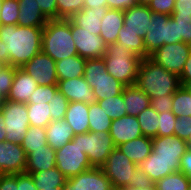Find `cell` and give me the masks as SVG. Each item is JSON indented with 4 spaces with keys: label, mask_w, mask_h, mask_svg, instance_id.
Here are the masks:
<instances>
[{
    "label": "cell",
    "mask_w": 191,
    "mask_h": 190,
    "mask_svg": "<svg viewBox=\"0 0 191 190\" xmlns=\"http://www.w3.org/2000/svg\"><path fill=\"white\" fill-rule=\"evenodd\" d=\"M117 43H120L123 48H127L142 59L146 58L144 39L137 33L126 32L122 27L118 34Z\"/></svg>",
    "instance_id": "e575fe53"
},
{
    "label": "cell",
    "mask_w": 191,
    "mask_h": 190,
    "mask_svg": "<svg viewBox=\"0 0 191 190\" xmlns=\"http://www.w3.org/2000/svg\"><path fill=\"white\" fill-rule=\"evenodd\" d=\"M29 124L45 128L51 122L48 103L27 104Z\"/></svg>",
    "instance_id": "8d00e7d4"
},
{
    "label": "cell",
    "mask_w": 191,
    "mask_h": 190,
    "mask_svg": "<svg viewBox=\"0 0 191 190\" xmlns=\"http://www.w3.org/2000/svg\"><path fill=\"white\" fill-rule=\"evenodd\" d=\"M57 86L69 102H83L86 104L97 102L93 89L84 77L58 80Z\"/></svg>",
    "instance_id": "ac0fdd59"
},
{
    "label": "cell",
    "mask_w": 191,
    "mask_h": 190,
    "mask_svg": "<svg viewBox=\"0 0 191 190\" xmlns=\"http://www.w3.org/2000/svg\"><path fill=\"white\" fill-rule=\"evenodd\" d=\"M89 132H109L112 119L106 114L98 102L89 104L88 111Z\"/></svg>",
    "instance_id": "4dcf8cb0"
},
{
    "label": "cell",
    "mask_w": 191,
    "mask_h": 190,
    "mask_svg": "<svg viewBox=\"0 0 191 190\" xmlns=\"http://www.w3.org/2000/svg\"><path fill=\"white\" fill-rule=\"evenodd\" d=\"M189 89H190V91H191V83L187 86Z\"/></svg>",
    "instance_id": "003e7915"
},
{
    "label": "cell",
    "mask_w": 191,
    "mask_h": 190,
    "mask_svg": "<svg viewBox=\"0 0 191 190\" xmlns=\"http://www.w3.org/2000/svg\"><path fill=\"white\" fill-rule=\"evenodd\" d=\"M37 82L21 68H16L11 90L6 100L19 103H28L37 88Z\"/></svg>",
    "instance_id": "ffe728a7"
},
{
    "label": "cell",
    "mask_w": 191,
    "mask_h": 190,
    "mask_svg": "<svg viewBox=\"0 0 191 190\" xmlns=\"http://www.w3.org/2000/svg\"><path fill=\"white\" fill-rule=\"evenodd\" d=\"M69 101L58 90L49 101L51 121L64 120Z\"/></svg>",
    "instance_id": "60d3db41"
},
{
    "label": "cell",
    "mask_w": 191,
    "mask_h": 190,
    "mask_svg": "<svg viewBox=\"0 0 191 190\" xmlns=\"http://www.w3.org/2000/svg\"><path fill=\"white\" fill-rule=\"evenodd\" d=\"M97 102L112 120L127 115L126 107L124 106L123 91L120 95L105 98Z\"/></svg>",
    "instance_id": "f35d334b"
},
{
    "label": "cell",
    "mask_w": 191,
    "mask_h": 190,
    "mask_svg": "<svg viewBox=\"0 0 191 190\" xmlns=\"http://www.w3.org/2000/svg\"><path fill=\"white\" fill-rule=\"evenodd\" d=\"M178 116H191V91L188 87L180 86L173 94L171 110Z\"/></svg>",
    "instance_id": "d590c367"
},
{
    "label": "cell",
    "mask_w": 191,
    "mask_h": 190,
    "mask_svg": "<svg viewBox=\"0 0 191 190\" xmlns=\"http://www.w3.org/2000/svg\"><path fill=\"white\" fill-rule=\"evenodd\" d=\"M18 26L44 27L49 19L42 13L36 0H19Z\"/></svg>",
    "instance_id": "cb8c5ba5"
},
{
    "label": "cell",
    "mask_w": 191,
    "mask_h": 190,
    "mask_svg": "<svg viewBox=\"0 0 191 190\" xmlns=\"http://www.w3.org/2000/svg\"><path fill=\"white\" fill-rule=\"evenodd\" d=\"M62 190H115L110 179L101 168H91L76 176L70 177Z\"/></svg>",
    "instance_id": "9a60e30c"
},
{
    "label": "cell",
    "mask_w": 191,
    "mask_h": 190,
    "mask_svg": "<svg viewBox=\"0 0 191 190\" xmlns=\"http://www.w3.org/2000/svg\"><path fill=\"white\" fill-rule=\"evenodd\" d=\"M85 0H56L58 19H70L83 10Z\"/></svg>",
    "instance_id": "b9f144b4"
},
{
    "label": "cell",
    "mask_w": 191,
    "mask_h": 190,
    "mask_svg": "<svg viewBox=\"0 0 191 190\" xmlns=\"http://www.w3.org/2000/svg\"><path fill=\"white\" fill-rule=\"evenodd\" d=\"M47 144L45 128L40 126H31L27 129L22 139L21 146L24 148L26 156L33 150L44 149Z\"/></svg>",
    "instance_id": "1f68e13d"
},
{
    "label": "cell",
    "mask_w": 191,
    "mask_h": 190,
    "mask_svg": "<svg viewBox=\"0 0 191 190\" xmlns=\"http://www.w3.org/2000/svg\"><path fill=\"white\" fill-rule=\"evenodd\" d=\"M190 53L191 45L181 41L164 44L150 54L149 59L167 71L180 76Z\"/></svg>",
    "instance_id": "7c38bea8"
},
{
    "label": "cell",
    "mask_w": 191,
    "mask_h": 190,
    "mask_svg": "<svg viewBox=\"0 0 191 190\" xmlns=\"http://www.w3.org/2000/svg\"><path fill=\"white\" fill-rule=\"evenodd\" d=\"M115 190H157V189H156L155 184H153L151 187L144 188V189L132 188V187H121V188H118V189H115Z\"/></svg>",
    "instance_id": "6125c7cd"
},
{
    "label": "cell",
    "mask_w": 191,
    "mask_h": 190,
    "mask_svg": "<svg viewBox=\"0 0 191 190\" xmlns=\"http://www.w3.org/2000/svg\"><path fill=\"white\" fill-rule=\"evenodd\" d=\"M44 190H62V188L44 189Z\"/></svg>",
    "instance_id": "03108f58"
},
{
    "label": "cell",
    "mask_w": 191,
    "mask_h": 190,
    "mask_svg": "<svg viewBox=\"0 0 191 190\" xmlns=\"http://www.w3.org/2000/svg\"><path fill=\"white\" fill-rule=\"evenodd\" d=\"M0 190H19L16 174H0Z\"/></svg>",
    "instance_id": "db71d44e"
},
{
    "label": "cell",
    "mask_w": 191,
    "mask_h": 190,
    "mask_svg": "<svg viewBox=\"0 0 191 190\" xmlns=\"http://www.w3.org/2000/svg\"><path fill=\"white\" fill-rule=\"evenodd\" d=\"M153 184L154 183L151 181V179L138 166L135 169L134 175L132 176V180L127 187L144 189L151 187Z\"/></svg>",
    "instance_id": "681fc988"
},
{
    "label": "cell",
    "mask_w": 191,
    "mask_h": 190,
    "mask_svg": "<svg viewBox=\"0 0 191 190\" xmlns=\"http://www.w3.org/2000/svg\"><path fill=\"white\" fill-rule=\"evenodd\" d=\"M174 135L186 141L191 148V116H178L175 121Z\"/></svg>",
    "instance_id": "ee69618b"
},
{
    "label": "cell",
    "mask_w": 191,
    "mask_h": 190,
    "mask_svg": "<svg viewBox=\"0 0 191 190\" xmlns=\"http://www.w3.org/2000/svg\"><path fill=\"white\" fill-rule=\"evenodd\" d=\"M133 163L139 165L152 151V138L140 136L117 146Z\"/></svg>",
    "instance_id": "4316f807"
},
{
    "label": "cell",
    "mask_w": 191,
    "mask_h": 190,
    "mask_svg": "<svg viewBox=\"0 0 191 190\" xmlns=\"http://www.w3.org/2000/svg\"><path fill=\"white\" fill-rule=\"evenodd\" d=\"M171 17L173 20H191V0H176Z\"/></svg>",
    "instance_id": "7dc6e473"
},
{
    "label": "cell",
    "mask_w": 191,
    "mask_h": 190,
    "mask_svg": "<svg viewBox=\"0 0 191 190\" xmlns=\"http://www.w3.org/2000/svg\"><path fill=\"white\" fill-rule=\"evenodd\" d=\"M188 148L186 141L176 135L152 138V151L165 162V177L180 171L181 157Z\"/></svg>",
    "instance_id": "9c48e42d"
},
{
    "label": "cell",
    "mask_w": 191,
    "mask_h": 190,
    "mask_svg": "<svg viewBox=\"0 0 191 190\" xmlns=\"http://www.w3.org/2000/svg\"><path fill=\"white\" fill-rule=\"evenodd\" d=\"M56 167V150L48 144L44 149L33 150L27 155L25 173H37Z\"/></svg>",
    "instance_id": "7402d4cb"
},
{
    "label": "cell",
    "mask_w": 191,
    "mask_h": 190,
    "mask_svg": "<svg viewBox=\"0 0 191 190\" xmlns=\"http://www.w3.org/2000/svg\"><path fill=\"white\" fill-rule=\"evenodd\" d=\"M0 63L2 65L9 64V51L4 47L2 40H0Z\"/></svg>",
    "instance_id": "91938a15"
},
{
    "label": "cell",
    "mask_w": 191,
    "mask_h": 190,
    "mask_svg": "<svg viewBox=\"0 0 191 190\" xmlns=\"http://www.w3.org/2000/svg\"><path fill=\"white\" fill-rule=\"evenodd\" d=\"M44 27L0 25V40L9 51V64L21 68L42 51Z\"/></svg>",
    "instance_id": "6da1fadb"
},
{
    "label": "cell",
    "mask_w": 191,
    "mask_h": 190,
    "mask_svg": "<svg viewBox=\"0 0 191 190\" xmlns=\"http://www.w3.org/2000/svg\"><path fill=\"white\" fill-rule=\"evenodd\" d=\"M42 13L48 19H58L56 0H36Z\"/></svg>",
    "instance_id": "816d5d0a"
},
{
    "label": "cell",
    "mask_w": 191,
    "mask_h": 190,
    "mask_svg": "<svg viewBox=\"0 0 191 190\" xmlns=\"http://www.w3.org/2000/svg\"><path fill=\"white\" fill-rule=\"evenodd\" d=\"M26 154L21 144L0 142V174L25 173Z\"/></svg>",
    "instance_id": "2e32d148"
},
{
    "label": "cell",
    "mask_w": 191,
    "mask_h": 190,
    "mask_svg": "<svg viewBox=\"0 0 191 190\" xmlns=\"http://www.w3.org/2000/svg\"><path fill=\"white\" fill-rule=\"evenodd\" d=\"M5 100H6V98L0 92V107L4 104Z\"/></svg>",
    "instance_id": "be15d7a7"
},
{
    "label": "cell",
    "mask_w": 191,
    "mask_h": 190,
    "mask_svg": "<svg viewBox=\"0 0 191 190\" xmlns=\"http://www.w3.org/2000/svg\"><path fill=\"white\" fill-rule=\"evenodd\" d=\"M177 116L172 111L159 114L157 136L174 135V126Z\"/></svg>",
    "instance_id": "bcb514c9"
},
{
    "label": "cell",
    "mask_w": 191,
    "mask_h": 190,
    "mask_svg": "<svg viewBox=\"0 0 191 190\" xmlns=\"http://www.w3.org/2000/svg\"><path fill=\"white\" fill-rule=\"evenodd\" d=\"M134 85L151 99L174 94L181 83L178 75L167 71L149 58H143Z\"/></svg>",
    "instance_id": "3957f363"
},
{
    "label": "cell",
    "mask_w": 191,
    "mask_h": 190,
    "mask_svg": "<svg viewBox=\"0 0 191 190\" xmlns=\"http://www.w3.org/2000/svg\"><path fill=\"white\" fill-rule=\"evenodd\" d=\"M55 64L58 80L79 78L84 76L86 59L76 55L56 61Z\"/></svg>",
    "instance_id": "f1b7e54d"
},
{
    "label": "cell",
    "mask_w": 191,
    "mask_h": 190,
    "mask_svg": "<svg viewBox=\"0 0 191 190\" xmlns=\"http://www.w3.org/2000/svg\"><path fill=\"white\" fill-rule=\"evenodd\" d=\"M180 171L183 172L191 182V148H188L181 157Z\"/></svg>",
    "instance_id": "11a10c76"
},
{
    "label": "cell",
    "mask_w": 191,
    "mask_h": 190,
    "mask_svg": "<svg viewBox=\"0 0 191 190\" xmlns=\"http://www.w3.org/2000/svg\"><path fill=\"white\" fill-rule=\"evenodd\" d=\"M56 167L67 179L93 168L79 146V134L56 150Z\"/></svg>",
    "instance_id": "ba28073f"
},
{
    "label": "cell",
    "mask_w": 191,
    "mask_h": 190,
    "mask_svg": "<svg viewBox=\"0 0 191 190\" xmlns=\"http://www.w3.org/2000/svg\"><path fill=\"white\" fill-rule=\"evenodd\" d=\"M16 68L10 64L0 66V92L5 98L11 90Z\"/></svg>",
    "instance_id": "f6af8a7d"
},
{
    "label": "cell",
    "mask_w": 191,
    "mask_h": 190,
    "mask_svg": "<svg viewBox=\"0 0 191 190\" xmlns=\"http://www.w3.org/2000/svg\"><path fill=\"white\" fill-rule=\"evenodd\" d=\"M0 116L5 124V141L21 144L30 127L27 104L5 100L0 107Z\"/></svg>",
    "instance_id": "52a82bcc"
},
{
    "label": "cell",
    "mask_w": 191,
    "mask_h": 190,
    "mask_svg": "<svg viewBox=\"0 0 191 190\" xmlns=\"http://www.w3.org/2000/svg\"><path fill=\"white\" fill-rule=\"evenodd\" d=\"M151 106L160 114L172 110L173 94L150 99Z\"/></svg>",
    "instance_id": "f907efd6"
},
{
    "label": "cell",
    "mask_w": 191,
    "mask_h": 190,
    "mask_svg": "<svg viewBox=\"0 0 191 190\" xmlns=\"http://www.w3.org/2000/svg\"><path fill=\"white\" fill-rule=\"evenodd\" d=\"M181 86L187 87L191 83V53L185 62L184 69L179 76Z\"/></svg>",
    "instance_id": "9f6ffc18"
},
{
    "label": "cell",
    "mask_w": 191,
    "mask_h": 190,
    "mask_svg": "<svg viewBox=\"0 0 191 190\" xmlns=\"http://www.w3.org/2000/svg\"><path fill=\"white\" fill-rule=\"evenodd\" d=\"M124 25V10L108 9L101 20L100 36L106 45L117 42L120 29Z\"/></svg>",
    "instance_id": "603a6c76"
},
{
    "label": "cell",
    "mask_w": 191,
    "mask_h": 190,
    "mask_svg": "<svg viewBox=\"0 0 191 190\" xmlns=\"http://www.w3.org/2000/svg\"><path fill=\"white\" fill-rule=\"evenodd\" d=\"M101 6H107V0H85L83 8H99Z\"/></svg>",
    "instance_id": "680465c9"
},
{
    "label": "cell",
    "mask_w": 191,
    "mask_h": 190,
    "mask_svg": "<svg viewBox=\"0 0 191 190\" xmlns=\"http://www.w3.org/2000/svg\"><path fill=\"white\" fill-rule=\"evenodd\" d=\"M83 77L93 89L97 101L120 95L125 87L106 71L103 57L87 59Z\"/></svg>",
    "instance_id": "8992f818"
},
{
    "label": "cell",
    "mask_w": 191,
    "mask_h": 190,
    "mask_svg": "<svg viewBox=\"0 0 191 190\" xmlns=\"http://www.w3.org/2000/svg\"><path fill=\"white\" fill-rule=\"evenodd\" d=\"M58 91L57 85H38L37 88L32 93L29 102L26 104H38V103H48L54 94Z\"/></svg>",
    "instance_id": "7bdbcfd3"
},
{
    "label": "cell",
    "mask_w": 191,
    "mask_h": 190,
    "mask_svg": "<svg viewBox=\"0 0 191 190\" xmlns=\"http://www.w3.org/2000/svg\"><path fill=\"white\" fill-rule=\"evenodd\" d=\"M109 7L101 6L99 8H83L75 13L69 20L76 26L86 29L92 34L100 35L101 20L107 13Z\"/></svg>",
    "instance_id": "44dd1931"
},
{
    "label": "cell",
    "mask_w": 191,
    "mask_h": 190,
    "mask_svg": "<svg viewBox=\"0 0 191 190\" xmlns=\"http://www.w3.org/2000/svg\"><path fill=\"white\" fill-rule=\"evenodd\" d=\"M55 63L56 61L41 51L25 63L21 69L32 76L38 85H57L58 77Z\"/></svg>",
    "instance_id": "5bb4252c"
},
{
    "label": "cell",
    "mask_w": 191,
    "mask_h": 190,
    "mask_svg": "<svg viewBox=\"0 0 191 190\" xmlns=\"http://www.w3.org/2000/svg\"><path fill=\"white\" fill-rule=\"evenodd\" d=\"M123 100L127 115L137 116L145 108L151 106L147 94L135 85L123 88Z\"/></svg>",
    "instance_id": "83f0119b"
},
{
    "label": "cell",
    "mask_w": 191,
    "mask_h": 190,
    "mask_svg": "<svg viewBox=\"0 0 191 190\" xmlns=\"http://www.w3.org/2000/svg\"><path fill=\"white\" fill-rule=\"evenodd\" d=\"M42 51L54 61L78 55L69 19H49L43 28Z\"/></svg>",
    "instance_id": "277c9868"
},
{
    "label": "cell",
    "mask_w": 191,
    "mask_h": 190,
    "mask_svg": "<svg viewBox=\"0 0 191 190\" xmlns=\"http://www.w3.org/2000/svg\"><path fill=\"white\" fill-rule=\"evenodd\" d=\"M17 187L19 190H38L35 187L31 174H16Z\"/></svg>",
    "instance_id": "f5cc1de1"
},
{
    "label": "cell",
    "mask_w": 191,
    "mask_h": 190,
    "mask_svg": "<svg viewBox=\"0 0 191 190\" xmlns=\"http://www.w3.org/2000/svg\"><path fill=\"white\" fill-rule=\"evenodd\" d=\"M89 104L69 102L64 120L72 127L74 135L89 132Z\"/></svg>",
    "instance_id": "d4e9b609"
},
{
    "label": "cell",
    "mask_w": 191,
    "mask_h": 190,
    "mask_svg": "<svg viewBox=\"0 0 191 190\" xmlns=\"http://www.w3.org/2000/svg\"><path fill=\"white\" fill-rule=\"evenodd\" d=\"M155 186L157 190H190V180L179 171L160 179Z\"/></svg>",
    "instance_id": "74e56055"
},
{
    "label": "cell",
    "mask_w": 191,
    "mask_h": 190,
    "mask_svg": "<svg viewBox=\"0 0 191 190\" xmlns=\"http://www.w3.org/2000/svg\"><path fill=\"white\" fill-rule=\"evenodd\" d=\"M35 187L38 190L62 188L67 178L64 174L54 167L46 171L31 173Z\"/></svg>",
    "instance_id": "f546056e"
},
{
    "label": "cell",
    "mask_w": 191,
    "mask_h": 190,
    "mask_svg": "<svg viewBox=\"0 0 191 190\" xmlns=\"http://www.w3.org/2000/svg\"><path fill=\"white\" fill-rule=\"evenodd\" d=\"M137 119L144 136L157 137L159 113L152 106L145 108L139 113Z\"/></svg>",
    "instance_id": "d6a6232c"
},
{
    "label": "cell",
    "mask_w": 191,
    "mask_h": 190,
    "mask_svg": "<svg viewBox=\"0 0 191 190\" xmlns=\"http://www.w3.org/2000/svg\"><path fill=\"white\" fill-rule=\"evenodd\" d=\"M47 144L54 150L63 147L74 138L72 127L65 120L51 121L46 127Z\"/></svg>",
    "instance_id": "484cf974"
},
{
    "label": "cell",
    "mask_w": 191,
    "mask_h": 190,
    "mask_svg": "<svg viewBox=\"0 0 191 190\" xmlns=\"http://www.w3.org/2000/svg\"><path fill=\"white\" fill-rule=\"evenodd\" d=\"M176 0H151L147 5L153 13L171 16Z\"/></svg>",
    "instance_id": "c3c4849f"
},
{
    "label": "cell",
    "mask_w": 191,
    "mask_h": 190,
    "mask_svg": "<svg viewBox=\"0 0 191 190\" xmlns=\"http://www.w3.org/2000/svg\"><path fill=\"white\" fill-rule=\"evenodd\" d=\"M19 0H0V25H17Z\"/></svg>",
    "instance_id": "ab89813d"
},
{
    "label": "cell",
    "mask_w": 191,
    "mask_h": 190,
    "mask_svg": "<svg viewBox=\"0 0 191 190\" xmlns=\"http://www.w3.org/2000/svg\"><path fill=\"white\" fill-rule=\"evenodd\" d=\"M72 39L78 55L84 59L100 58L106 53V44L100 35L92 34L71 22Z\"/></svg>",
    "instance_id": "4fadbf2b"
},
{
    "label": "cell",
    "mask_w": 191,
    "mask_h": 190,
    "mask_svg": "<svg viewBox=\"0 0 191 190\" xmlns=\"http://www.w3.org/2000/svg\"><path fill=\"white\" fill-rule=\"evenodd\" d=\"M137 0H107L109 9L126 10L128 7L134 6Z\"/></svg>",
    "instance_id": "6f0895ef"
},
{
    "label": "cell",
    "mask_w": 191,
    "mask_h": 190,
    "mask_svg": "<svg viewBox=\"0 0 191 190\" xmlns=\"http://www.w3.org/2000/svg\"><path fill=\"white\" fill-rule=\"evenodd\" d=\"M137 167V164L133 163L120 149L115 147L100 168L110 179L114 189H118L130 184Z\"/></svg>",
    "instance_id": "8fae6325"
},
{
    "label": "cell",
    "mask_w": 191,
    "mask_h": 190,
    "mask_svg": "<svg viewBox=\"0 0 191 190\" xmlns=\"http://www.w3.org/2000/svg\"><path fill=\"white\" fill-rule=\"evenodd\" d=\"M153 12L147 4L136 3L134 6L124 10V25L126 32L137 33L141 38H145L148 27L152 19Z\"/></svg>",
    "instance_id": "e0dca14e"
},
{
    "label": "cell",
    "mask_w": 191,
    "mask_h": 190,
    "mask_svg": "<svg viewBox=\"0 0 191 190\" xmlns=\"http://www.w3.org/2000/svg\"><path fill=\"white\" fill-rule=\"evenodd\" d=\"M138 166L154 184L165 177V162L159 159L157 153L153 151H151L150 155Z\"/></svg>",
    "instance_id": "836d02e7"
},
{
    "label": "cell",
    "mask_w": 191,
    "mask_h": 190,
    "mask_svg": "<svg viewBox=\"0 0 191 190\" xmlns=\"http://www.w3.org/2000/svg\"><path fill=\"white\" fill-rule=\"evenodd\" d=\"M181 41L191 45V20H173L166 14L153 13L144 38L146 58L164 44Z\"/></svg>",
    "instance_id": "7a4b0ae2"
},
{
    "label": "cell",
    "mask_w": 191,
    "mask_h": 190,
    "mask_svg": "<svg viewBox=\"0 0 191 190\" xmlns=\"http://www.w3.org/2000/svg\"><path fill=\"white\" fill-rule=\"evenodd\" d=\"M151 0H137L139 4H148Z\"/></svg>",
    "instance_id": "e7e4bbea"
},
{
    "label": "cell",
    "mask_w": 191,
    "mask_h": 190,
    "mask_svg": "<svg viewBox=\"0 0 191 190\" xmlns=\"http://www.w3.org/2000/svg\"><path fill=\"white\" fill-rule=\"evenodd\" d=\"M6 131L3 118L0 116V142L5 141Z\"/></svg>",
    "instance_id": "94428289"
},
{
    "label": "cell",
    "mask_w": 191,
    "mask_h": 190,
    "mask_svg": "<svg viewBox=\"0 0 191 190\" xmlns=\"http://www.w3.org/2000/svg\"><path fill=\"white\" fill-rule=\"evenodd\" d=\"M106 71L125 87L132 86L136 82L137 71L142 58L120 43L106 45V53L102 56Z\"/></svg>",
    "instance_id": "5b68a950"
},
{
    "label": "cell",
    "mask_w": 191,
    "mask_h": 190,
    "mask_svg": "<svg viewBox=\"0 0 191 190\" xmlns=\"http://www.w3.org/2000/svg\"><path fill=\"white\" fill-rule=\"evenodd\" d=\"M109 134L111 135L116 147L143 136L137 116L132 115H125L112 120Z\"/></svg>",
    "instance_id": "d6986e66"
},
{
    "label": "cell",
    "mask_w": 191,
    "mask_h": 190,
    "mask_svg": "<svg viewBox=\"0 0 191 190\" xmlns=\"http://www.w3.org/2000/svg\"><path fill=\"white\" fill-rule=\"evenodd\" d=\"M79 146L94 168H100L116 147L109 132L105 131L79 134Z\"/></svg>",
    "instance_id": "30bf717a"
}]
</instances>
